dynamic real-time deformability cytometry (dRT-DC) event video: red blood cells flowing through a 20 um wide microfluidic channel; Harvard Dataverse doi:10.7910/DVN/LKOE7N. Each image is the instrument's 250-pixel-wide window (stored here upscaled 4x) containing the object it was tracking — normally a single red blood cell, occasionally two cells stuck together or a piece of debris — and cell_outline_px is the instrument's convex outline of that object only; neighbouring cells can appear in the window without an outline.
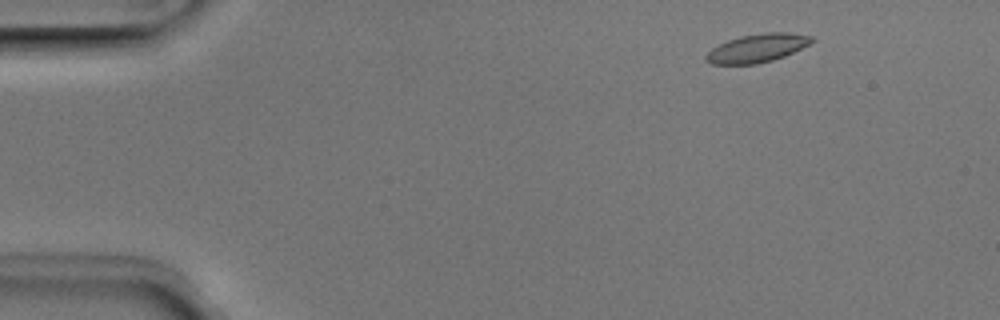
{"species": "Egyptian fruit bat (a non-hibernating species)", "species_latin": "Rousettus aegyptiacus", "temperature_condition": "room temperature", "stored_images_in_passage": 5, "camera_frame_rate_fps": 3000, "um_per_image_px": 0.085, "animal": {"sex": "male"}, "frame": {"image": 1, "passage_image": 1, "time_ms": 0.0, "image_size_px": [1000, 320], "cell_outline_px": [[816, 40], [812, 44], [784, 56], [772, 60], [756, 64], [712, 64], [704, 60], [704, 56], [712, 48], [728, 40], [740, 36], [764, 32], [788, 32], [812, 36]], "centroid_in_image_um": [64.4, 4.08], "position_along_channel_um": 20.6, "area_um2": 17.63}}
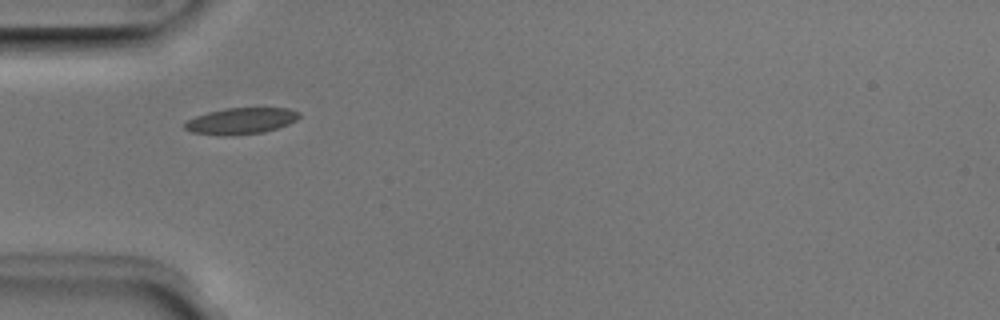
{"frame": {"image": 2, "passage_image": 4, "time_ms": 1.0, "image_size_px": [1000, 320], "cell_outline_px": [[300, 116], [296, 120], [288, 124], [264, 132], [232, 136], [224, 136], [192, 132], [184, 128], [184, 124], [188, 120], [196, 116], [208, 112], [228, 108], [288, 108], [300, 112]], "centroid_in_image_um": [20.49, 10.28], "position_along_channel_um": 64.5, "area_um2": 17.51}}